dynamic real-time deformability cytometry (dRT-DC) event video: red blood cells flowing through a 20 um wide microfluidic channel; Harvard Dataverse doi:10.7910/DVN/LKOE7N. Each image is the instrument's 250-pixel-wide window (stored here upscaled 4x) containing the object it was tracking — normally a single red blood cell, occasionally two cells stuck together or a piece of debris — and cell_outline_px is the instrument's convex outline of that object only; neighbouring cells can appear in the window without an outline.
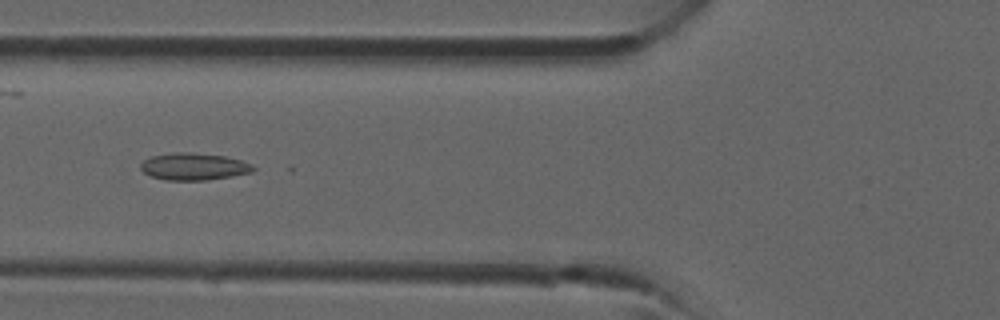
{"species": "common noctule bat (a hibernating species)", "species_latin": "Nyctalus noctula", "temperature_condition": "room temperature", "stored_images_in_passage": 29, "camera_frame_rate_fps": 3000, "um_per_image_px": 0.085, "animal": {"sex": "male", "forearm_length_mm": 52.5}, "frame": {"image": 1, "passage_image": 4, "time_ms": 1.0, "image_size_px": [1000, 320], "cell_outline_px": [[256, 168], [252, 172], [232, 176], [204, 180], [164, 180], [152, 176], [144, 172], [140, 168], [140, 164], [144, 160], [152, 156], [172, 152], [192, 152], [224, 156], [240, 160], [252, 164]], "centroid_in_image_um": [16.47, 14.15], "position_along_channel_um": 109.3, "area_um2": 17.74}}
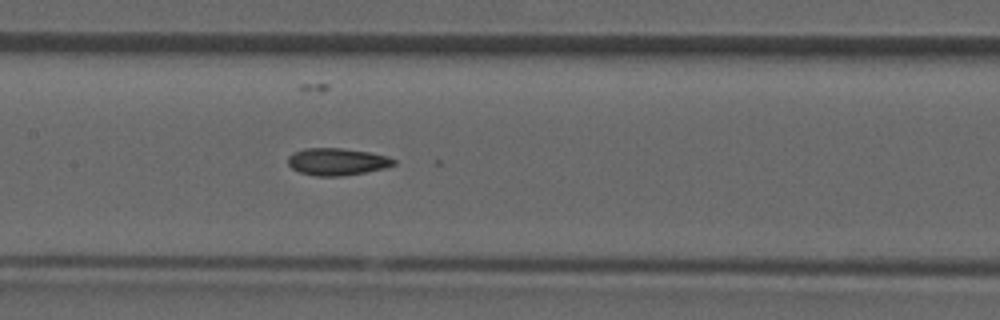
{"frame": {"image": 2, "passage_image": 8, "time_ms": 2.333, "image_size_px": [1000, 320], "cell_outline_px": [[396, 164], [384, 168], [364, 172], [340, 176], [316, 176], [300, 172], [292, 168], [288, 164], [288, 156], [292, 152], [304, 148], [340, 148], [368, 152], [388, 156], [396, 160]], "centroid_in_image_um": [28.63, 13.73], "position_along_channel_um": 178.8, "area_um2": 16.7}}
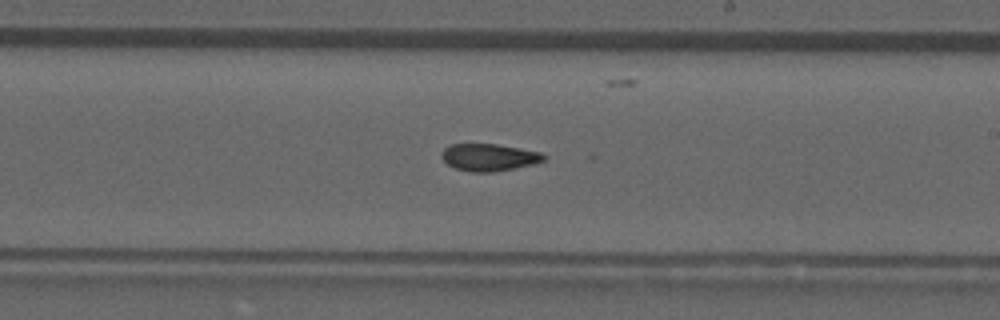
{"frame": {"image": 3, "passage_image": 12, "time_ms": 3.667, "image_size_px": [1000, 320], "cell_outline_px": [[548, 156], [544, 160], [532, 164], [492, 172], [472, 172], [456, 168], [448, 164], [440, 156], [440, 152], [448, 144], [496, 144], [540, 152]], "centroid_in_image_um": [41.53, 13.36], "position_along_channel_um": 247.5, "area_um2": 16.07}}